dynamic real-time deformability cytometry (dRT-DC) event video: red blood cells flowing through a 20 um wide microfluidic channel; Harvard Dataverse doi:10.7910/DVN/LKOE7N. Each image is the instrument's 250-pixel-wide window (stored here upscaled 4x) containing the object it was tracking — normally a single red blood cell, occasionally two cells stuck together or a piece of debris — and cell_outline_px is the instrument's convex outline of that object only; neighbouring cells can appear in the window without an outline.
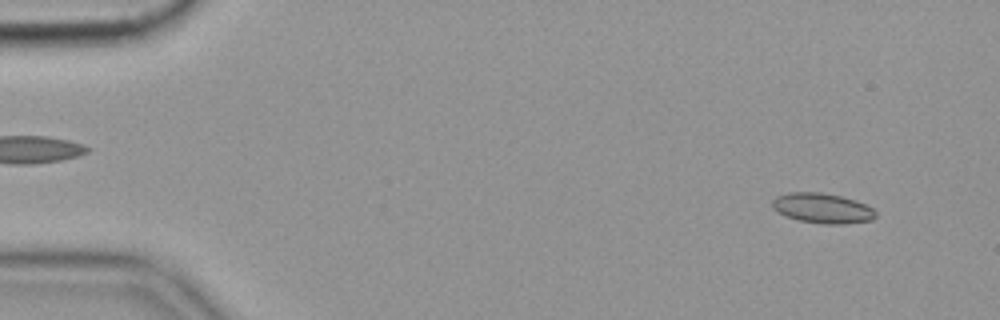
{"species": "common noctule bat (a hibernating species)", "species_latin": "Nyctalus noctula", "temperature_condition": "cold", "stored_images_in_passage": 56, "camera_frame_rate_fps": 3000, "um_per_image_px": 0.085, "animal": {"sex": "female", "body_mass_g": 19.9}, "frame": {"image": 1, "passage_image": 4, "time_ms": 1.0, "image_size_px": [1000, 320], "cell_outline_px": [[876, 216], [872, 220], [840, 224], [824, 224], [796, 220], [784, 216], [772, 208], [772, 200], [776, 196], [788, 192], [820, 192], [840, 196], [856, 200], [872, 208], [876, 212]], "centroid_in_image_um": [69.86, 17.7], "position_along_channel_um": 15.1, "area_um2": 18.21}}
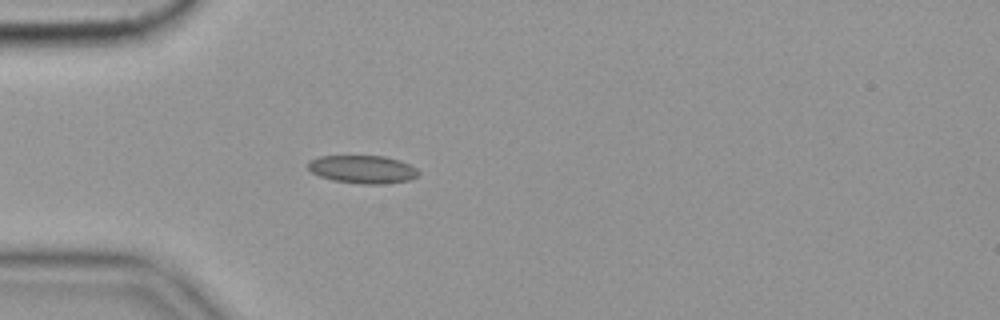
{"frame": {"image": 2, "passage_image": 16, "time_ms": 5.0, "image_size_px": [1000, 320], "cell_outline_px": [[420, 172], [416, 176], [408, 180], [380, 184], [360, 184], [332, 180], [320, 176], [312, 172], [308, 168], [308, 160], [320, 156], [384, 156], [400, 160], [416, 168]], "centroid_in_image_um": [30.8, 14.39], "position_along_channel_um": 54.2, "area_um2": 17.98}}
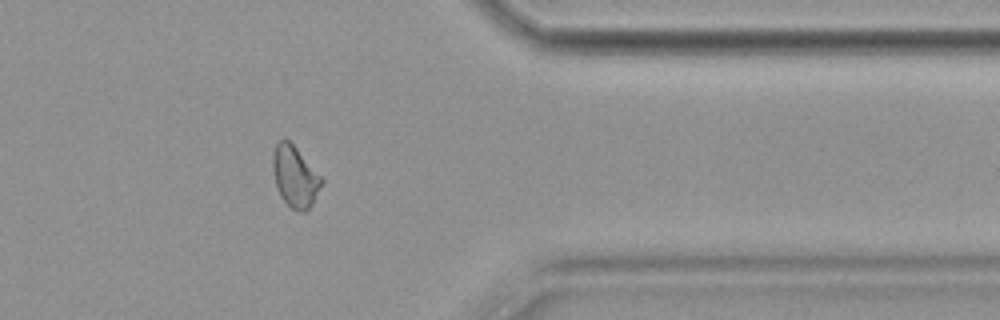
{"frame": {"image": 3, "passage_image": 46, "time_ms": 15.0, "image_size_px": [1000, 320], "cell_outline_px": [[324, 180], [312, 204], [304, 212], [300, 212], [292, 208], [280, 196], [276, 188], [272, 168], [272, 156], [276, 144], [280, 140], [288, 140], [296, 148]], "centroid_in_image_um": [25.05, 15.02], "position_along_channel_um": 386.3, "area_um2": 17.11}, "authors_computed_cell_mechanics": {"area_um2": 17.3978, "velocity_mm_per_s": 3.535, "shape_relaxation_time_tau1_ms": null, "shape_relaxation_time_tau2_ms": 3.3662, "deformation_change_tau1": null, "deformation_change_tau2": 0.071}}